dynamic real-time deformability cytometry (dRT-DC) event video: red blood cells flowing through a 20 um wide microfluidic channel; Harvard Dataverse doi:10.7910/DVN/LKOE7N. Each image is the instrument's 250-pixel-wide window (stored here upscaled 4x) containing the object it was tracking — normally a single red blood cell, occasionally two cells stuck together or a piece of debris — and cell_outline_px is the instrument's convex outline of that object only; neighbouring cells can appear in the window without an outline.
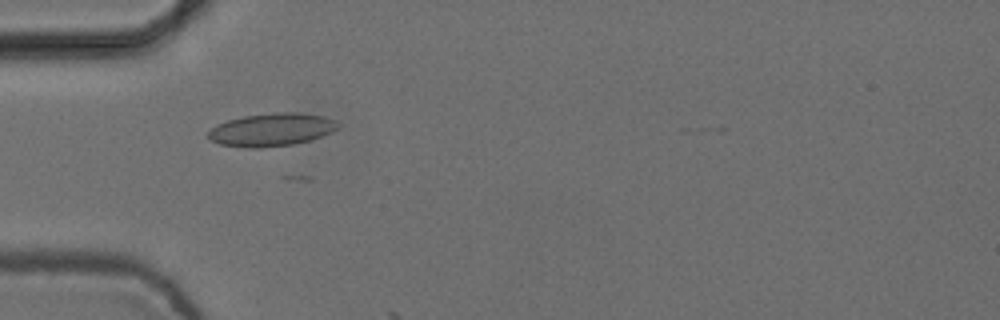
{"species": "common noctule bat (a hibernating species)", "species_latin": "Nyctalus noctula", "temperature_condition": "cold", "stored_images_in_passage": 9, "camera_frame_rate_fps": 3000, "um_per_image_px": 0.085, "animal": {"sex": "female", "body_mass_g": 24.6, "forearm_length_mm": 56.2}, "frame": {"image": 1, "passage_image": 5, "time_ms": 1.333, "image_size_px": [1000, 320], "cell_outline_px": [[340, 128], [332, 132], [312, 140], [292, 144], [260, 148], [248, 148], [220, 144], [204, 136], [216, 124], [228, 120], [244, 116], [272, 112], [300, 112], [324, 116], [336, 120], [340, 124]], "centroid_in_image_um": [23.11, 11.01], "position_along_channel_um": 61.9, "area_um2": 25.26}}
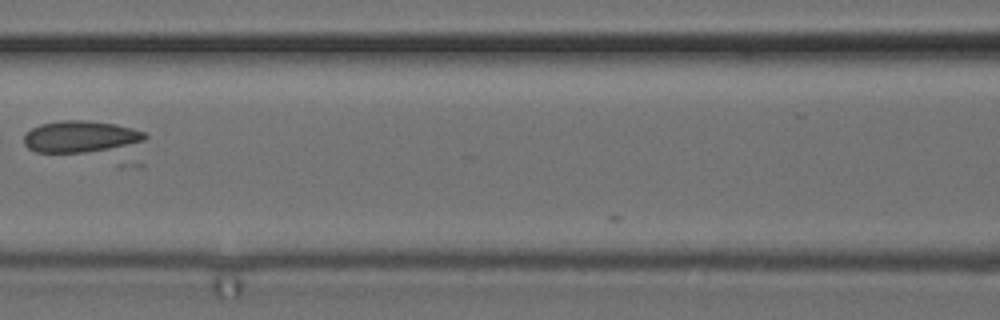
{"frame": {"image": 2, "passage_image": 7, "time_ms": 2.0, "image_size_px": [1000, 320], "cell_outline_px": [[148, 136], [144, 140], [116, 148], [84, 152], [36, 152], [28, 148], [24, 144], [24, 136], [32, 128], [40, 124], [64, 120], [84, 120], [116, 124], [132, 128], [144, 132]], "centroid_in_image_um": [6.83, 11.61], "position_along_channel_um": 159.8, "area_um2": 22.08}}
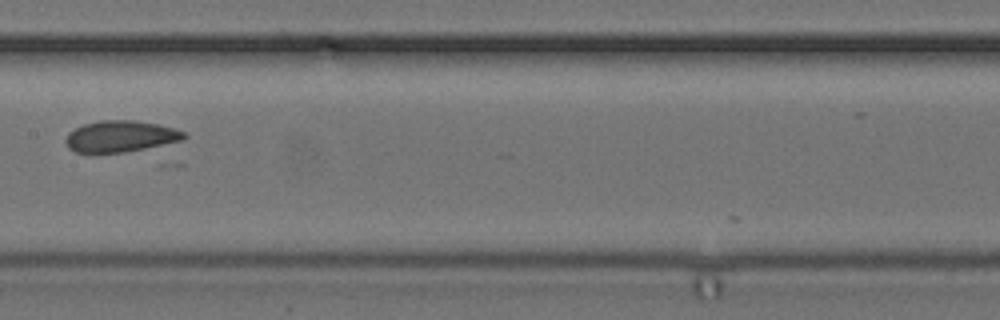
{"frame": {"image": 3, "passage_image": 8, "time_ms": 2.333, "image_size_px": [1000, 320], "cell_outline_px": [[188, 136], [184, 140], [124, 152], [76, 152], [68, 148], [64, 140], [68, 132], [84, 124], [100, 120], [136, 120], [160, 124], [184, 132]], "centroid_in_image_um": [10.24, 11.57], "position_along_channel_um": 197.2, "area_um2": 21.56}}